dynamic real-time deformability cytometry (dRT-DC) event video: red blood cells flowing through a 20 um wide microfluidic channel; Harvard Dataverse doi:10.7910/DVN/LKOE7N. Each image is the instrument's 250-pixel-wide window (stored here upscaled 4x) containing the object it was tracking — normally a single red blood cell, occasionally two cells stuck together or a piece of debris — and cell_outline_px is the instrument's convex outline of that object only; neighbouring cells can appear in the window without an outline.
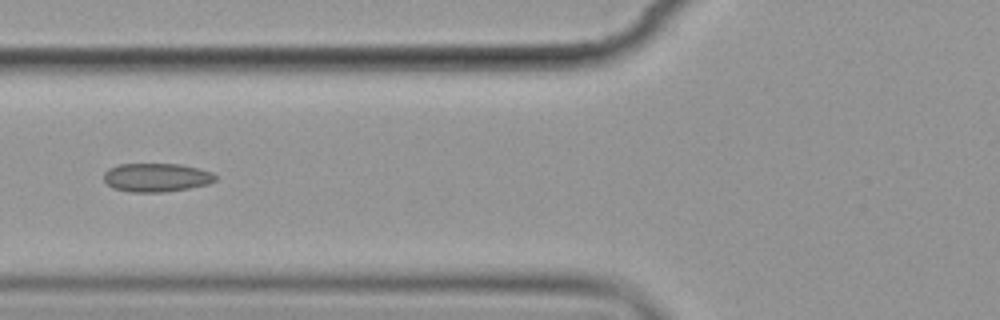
{"species": "common noctule bat (a hibernating species)", "species_latin": "Nyctalus noctula", "temperature_condition": "cold", "stored_images_in_passage": 9, "camera_frame_rate_fps": 3000, "um_per_image_px": 0.085, "animal": {"sex": "female", "body_mass_g": 19.9}, "frame": {"image": 1, "passage_image": 6, "time_ms": 6.667, "image_size_px": [1000, 320], "cell_outline_px": [[216, 180], [208, 184], [188, 188], [164, 192], [132, 192], [112, 188], [104, 180], [104, 172], [108, 168], [120, 164], [180, 164], [200, 168], [212, 172], [216, 176]], "centroid_in_image_um": [13.3, 15.08], "position_along_channel_um": 112.5, "area_um2": 18.67}}
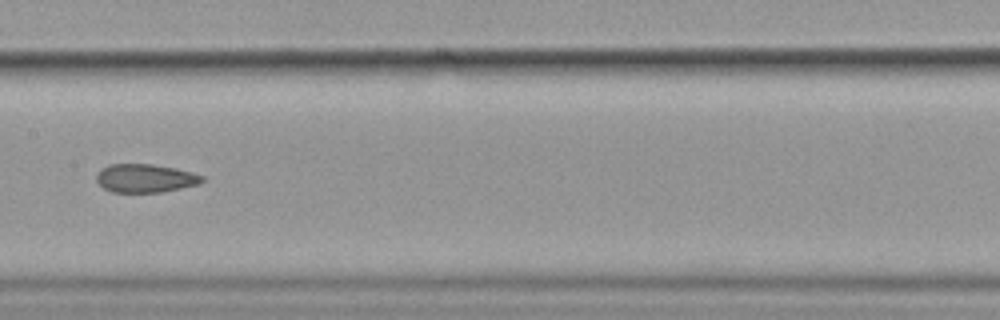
{"frame": {"image": 2, "passage_image": 8, "time_ms": 9.0, "image_size_px": [1000, 320], "cell_outline_px": [[204, 180], [200, 184], [160, 192], [112, 192], [104, 188], [96, 180], [96, 176], [100, 168], [108, 164], [152, 164], [176, 168], [192, 172], [204, 176]], "centroid_in_image_um": [12.34, 15.14], "position_along_channel_um": 195.1, "area_um2": 17.57}}
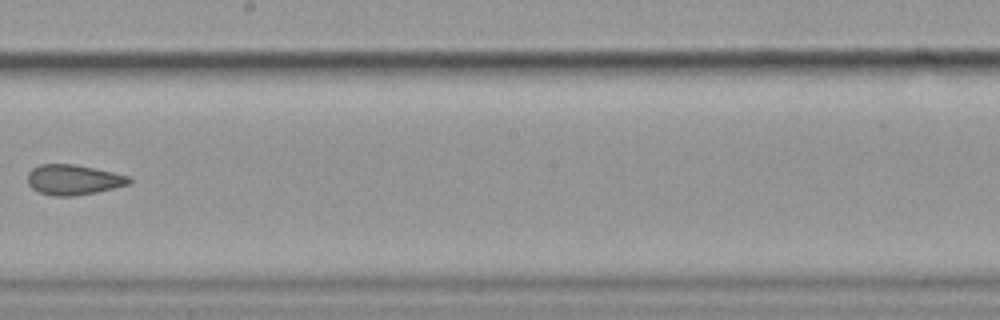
{"frame": {"image": 3, "passage_image": 9, "time_ms": 10.333, "image_size_px": [1000, 320], "cell_outline_px": [[132, 184], [96, 192], [76, 196], [52, 196], [40, 192], [32, 188], [28, 184], [28, 172], [32, 168], [40, 164], [76, 164], [112, 172], [128, 176], [132, 180]], "centroid_in_image_um": [6.24, 15.28], "position_along_channel_um": 242.0, "area_um2": 17.98}}